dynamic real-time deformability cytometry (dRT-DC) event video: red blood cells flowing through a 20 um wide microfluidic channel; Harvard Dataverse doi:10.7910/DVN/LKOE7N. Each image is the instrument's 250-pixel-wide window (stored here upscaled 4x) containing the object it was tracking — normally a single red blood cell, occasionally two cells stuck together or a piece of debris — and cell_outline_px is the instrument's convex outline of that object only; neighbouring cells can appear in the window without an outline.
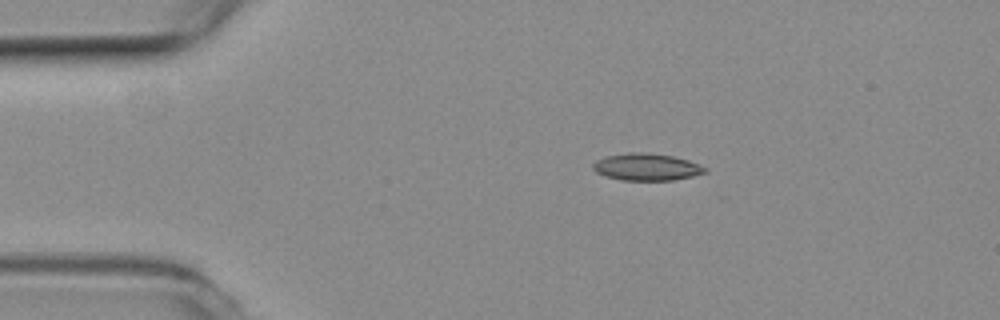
{"species": "common noctule bat (a hibernating species)", "species_latin": "Nyctalus noctula", "temperature_condition": "room temperature", "stored_images_in_passage": 5, "camera_frame_rate_fps": 3000, "um_per_image_px": 0.085, "animal": {"sex": "female", "body_mass_g": 19.3, "forearm_length_mm": 54.1}, "frame": {"image": 1, "passage_image": 3, "time_ms": 0.667, "image_size_px": [1000, 320], "cell_outline_px": [[708, 172], [692, 176], [672, 180], [620, 180], [596, 172], [592, 168], [592, 164], [596, 160], [604, 156], [628, 152], [644, 152], [672, 156], [688, 160], [700, 164], [708, 168]], "centroid_in_image_um": [54.97, 14.18], "position_along_channel_um": 30.0, "area_um2": 17.74}}